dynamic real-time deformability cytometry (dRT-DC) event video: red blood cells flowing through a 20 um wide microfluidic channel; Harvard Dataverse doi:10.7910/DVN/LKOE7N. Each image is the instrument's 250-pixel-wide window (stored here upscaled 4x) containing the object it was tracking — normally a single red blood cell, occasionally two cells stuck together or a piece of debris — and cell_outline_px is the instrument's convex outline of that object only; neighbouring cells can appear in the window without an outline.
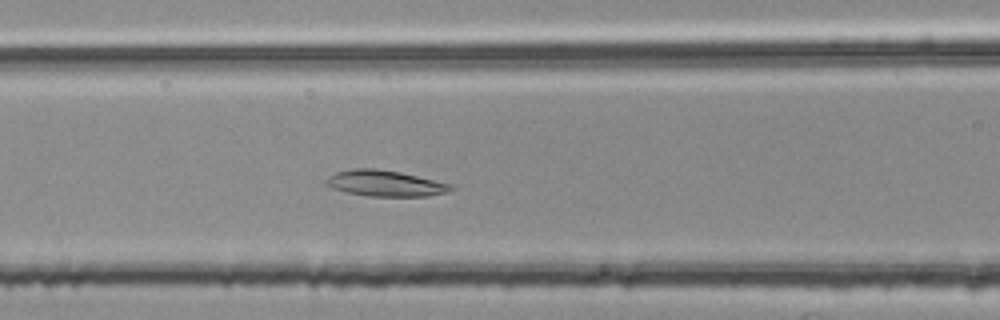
{"species": "common noctule bat (a hibernating species)", "species_latin": "Nyctalus noctula", "temperature_condition": "room temperature", "stored_images_in_passage": 42, "camera_frame_rate_fps": 3000, "um_per_image_px": 0.085, "animal": {"sex": "female", "body_mass_g": 25.1}, "frame": {"image": 1, "passage_image": 11, "time_ms": 3.333, "image_size_px": [1000, 320], "cell_outline_px": [[452, 188], [444, 192], [428, 196], [368, 196], [348, 192], [332, 188], [324, 184], [324, 180], [328, 176], [336, 172], [352, 168], [376, 168], [400, 172], [452, 184]], "centroid_in_image_um": [32.66, 15.57], "position_along_channel_um": 133.9, "area_um2": 18.79}}
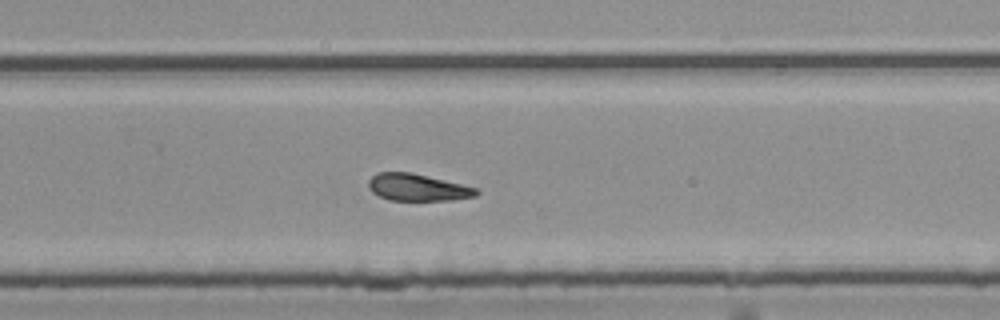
{"frame": {"image": 2, "passage_image": 24, "time_ms": 7.667, "image_size_px": [1000, 320], "cell_outline_px": [[480, 192], [476, 196], [452, 200], [388, 200], [372, 192], [368, 188], [368, 180], [376, 172], [408, 172], [460, 184], [476, 188]], "centroid_in_image_um": [35.45, 15.94], "position_along_channel_um": 294.4, "area_um2": 16.76}}
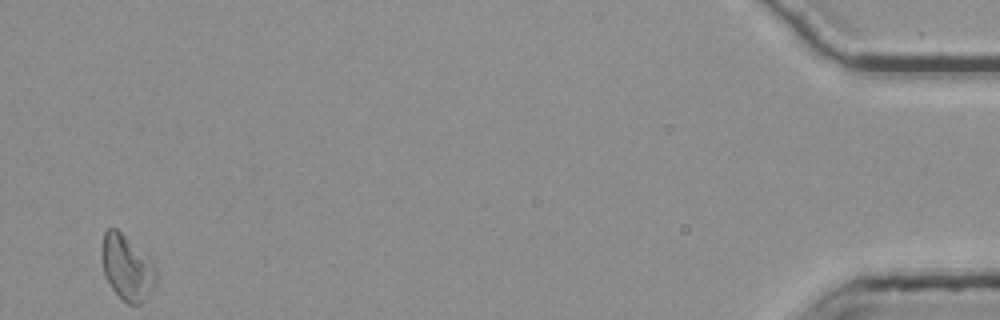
{"frame": {"image": 3, "passage_image": 42, "time_ms": 13.667, "image_size_px": [1000, 320], "cell_outline_px": [[156, 280], [152, 288], [144, 300], [140, 304], [128, 304], [120, 300], [104, 276], [100, 256], [100, 248], [104, 232], [108, 228], [116, 228], [156, 268]], "centroid_in_image_um": [10.71, 22.78], "position_along_channel_um": 424.5, "area_um2": 20.29}, "authors_computed_cell_mechanics": {"area_um2": 18.207, "velocity_mm_per_s": 3.6958, "shape_relaxation_time_tau1_ms": null, "shape_relaxation_time_tau2_ms": 2.6818, "deformation_change_tau1": null, "deformation_change_tau2": 0.0993}}